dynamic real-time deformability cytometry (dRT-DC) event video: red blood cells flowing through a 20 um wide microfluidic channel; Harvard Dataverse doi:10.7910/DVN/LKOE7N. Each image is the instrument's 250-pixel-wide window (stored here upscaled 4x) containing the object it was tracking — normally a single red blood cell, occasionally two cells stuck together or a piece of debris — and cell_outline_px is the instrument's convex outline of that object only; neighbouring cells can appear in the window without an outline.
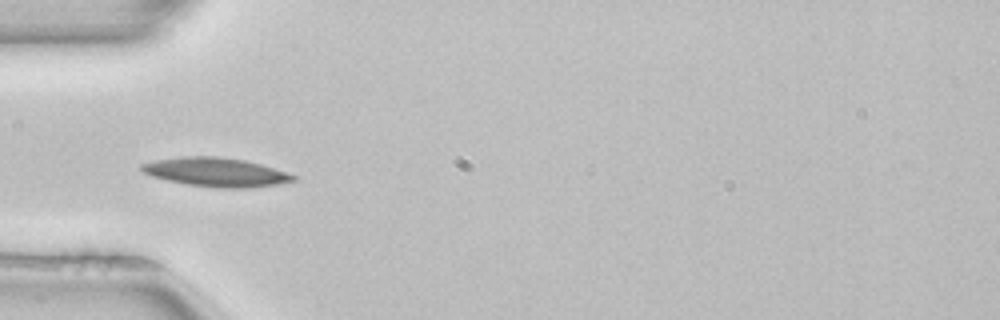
{"species": "common noctule bat (a hibernating species)", "species_latin": "Nyctalus noctula", "temperature_condition": "room temperature", "stored_images_in_passage": 36, "camera_frame_rate_fps": 3000, "um_per_image_px": 0.085, "animal": {"sex": "female", "body_mass_g": 22.7, "forearm_length_mm": 54.2}, "frame": {"image": 1, "passage_image": 1, "time_ms": 0.0, "image_size_px": [1000, 320], "cell_outline_px": [[296, 180], [276, 184], [244, 188], [220, 188], [188, 184], [168, 180], [152, 176], [144, 172], [140, 168], [140, 164], [156, 160], [180, 156], [220, 156], [244, 160], [260, 164], [296, 176]], "centroid_in_image_um": [18.32, 14.62], "position_along_channel_um": 66.7, "area_um2": 25.2}}
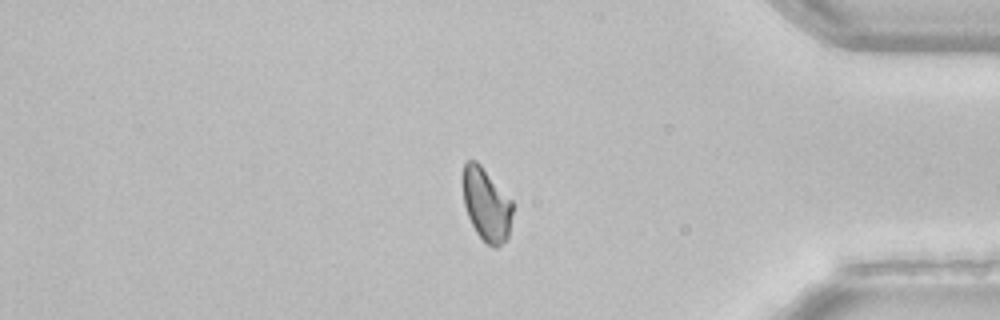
{"frame": {"image": 2, "passage_image": 28, "time_ms": 9.0, "image_size_px": [1000, 320], "cell_outline_px": [[512, 212], [508, 236], [496, 248], [492, 248], [476, 232], [468, 216], [464, 204], [464, 164], [468, 160], [476, 160], [480, 164], [512, 200]], "centroid_in_image_um": [41.35, 17.39], "position_along_channel_um": 393.8, "area_um2": 20.69}}
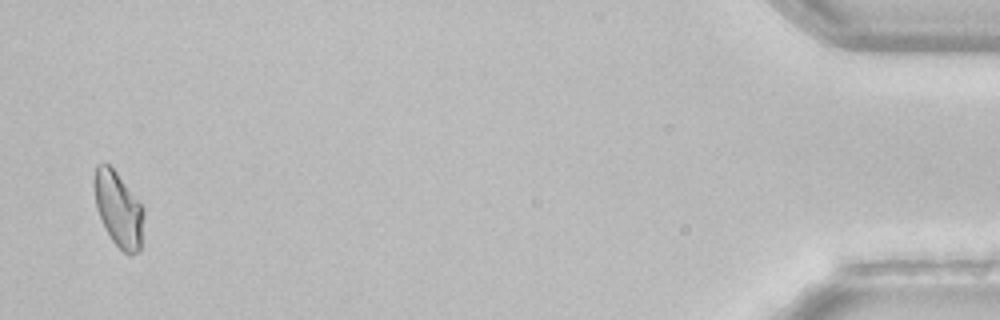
{"frame": {"image": 3, "passage_image": 35, "time_ms": 11.333, "image_size_px": [1000, 320], "cell_outline_px": [[144, 216], [140, 252], [132, 256], [128, 256], [112, 240], [104, 228], [96, 208], [92, 184], [92, 180], [96, 164], [104, 160], [116, 172], [144, 208]], "centroid_in_image_um": [10.04, 17.78], "position_along_channel_um": 425.2, "area_um2": 22.14}, "authors_computed_cell_mechanics": {"area_um2": 21.8773, "velocity_mm_per_s": 3.9496, "shape_relaxation_time_tau1_ms": 4.2294, "shape_relaxation_time_tau2_ms": null, "deformation_change_tau1": 0.1128, "deformation_change_tau2": null}}